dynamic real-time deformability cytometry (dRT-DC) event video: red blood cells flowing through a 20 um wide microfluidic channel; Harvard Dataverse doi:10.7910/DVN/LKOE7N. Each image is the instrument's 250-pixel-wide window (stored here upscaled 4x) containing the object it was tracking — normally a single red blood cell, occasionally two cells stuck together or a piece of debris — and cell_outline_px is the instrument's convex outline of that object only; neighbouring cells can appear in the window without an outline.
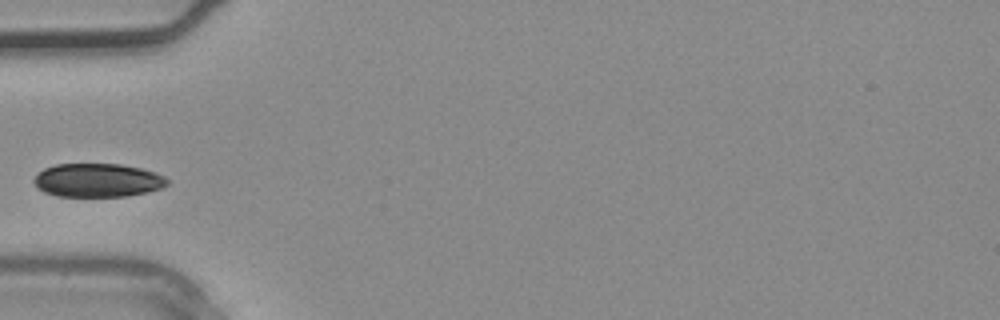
{"species": "common noctule bat (a hibernating species)", "species_latin": "Nyctalus noctula", "temperature_condition": "warm", "stored_images_in_passage": 2, "camera_frame_rate_fps": 3000, "um_per_image_px": 0.085, "animal": {"sex": "male", "body_mass_g": 20.4}, "frame": {"image": 1, "passage_image": 2, "time_ms": 0.333, "image_size_px": [1000, 320], "cell_outline_px": [[168, 184], [160, 188], [148, 192], [128, 196], [56, 196], [44, 192], [36, 188], [32, 180], [44, 168], [56, 164], [120, 164], [140, 168], [156, 172], [164, 176], [168, 180]], "centroid_in_image_um": [8.29, 15.32], "position_along_channel_um": 76.7, "area_um2": 26.18}}